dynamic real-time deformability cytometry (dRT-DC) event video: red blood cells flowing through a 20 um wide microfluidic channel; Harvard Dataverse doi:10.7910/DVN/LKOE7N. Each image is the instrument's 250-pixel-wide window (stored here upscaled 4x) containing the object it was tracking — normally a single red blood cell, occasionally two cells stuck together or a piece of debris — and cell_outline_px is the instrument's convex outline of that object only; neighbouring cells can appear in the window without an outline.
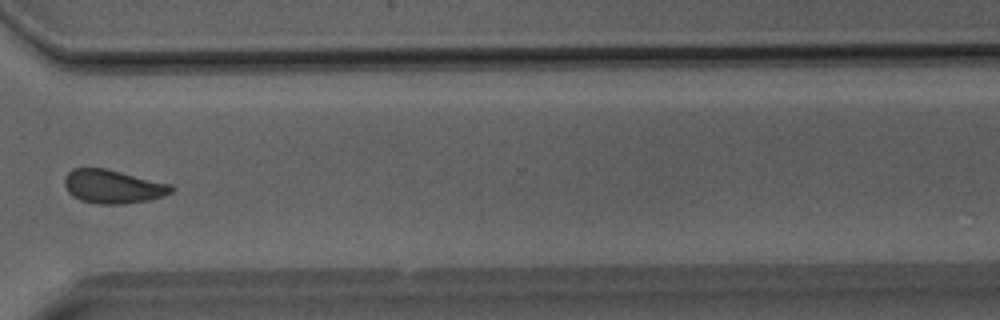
{"species": "Egyptian fruit bat (a non-hibernating species)", "species_latin": "Rousettus aegyptiacus", "temperature_condition": "room temperature", "stored_images_in_passage": 32, "segment_of_instrument_passage": [1, 2], "camera_frame_rate_fps": 3000, "um_per_image_px": 0.085, "animal": {"sex": "male"}, "frame": {"image": 1, "passage_image": 21, "time_ms": 6.667, "image_size_px": [1000, 320], "cell_outline_px": [[176, 188], [172, 192], [164, 196], [148, 200], [124, 204], [100, 204], [80, 200], [72, 196], [68, 192], [64, 184], [64, 176], [72, 168], [108, 168], [172, 184]], "centroid_in_image_um": [9.61, 15.85], "position_along_channel_um": 361.0, "area_um2": 21.27}}
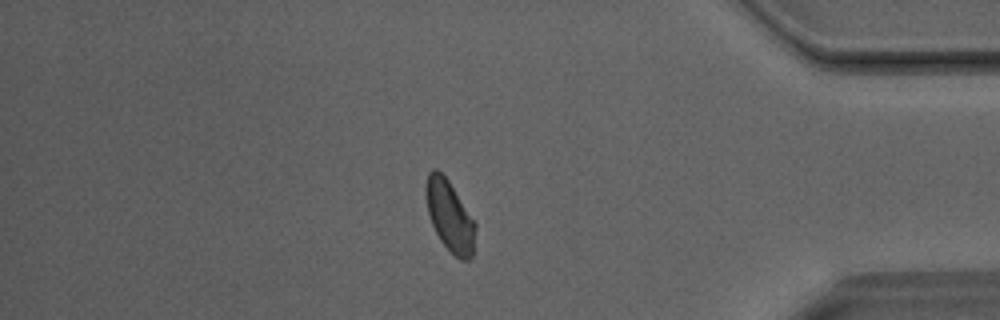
{"frame": {"image": 2, "passage_image": 25, "time_ms": 8.0, "image_size_px": [1000, 320], "cell_outline_px": [[476, 228], [472, 256], [468, 260], [460, 260], [440, 240], [432, 224], [428, 212], [424, 192], [424, 188], [428, 172], [432, 168], [436, 168], [448, 180], [476, 224]], "centroid_in_image_um": [38.2, 18.33], "position_along_channel_um": 397.0, "area_um2": 20.23}}